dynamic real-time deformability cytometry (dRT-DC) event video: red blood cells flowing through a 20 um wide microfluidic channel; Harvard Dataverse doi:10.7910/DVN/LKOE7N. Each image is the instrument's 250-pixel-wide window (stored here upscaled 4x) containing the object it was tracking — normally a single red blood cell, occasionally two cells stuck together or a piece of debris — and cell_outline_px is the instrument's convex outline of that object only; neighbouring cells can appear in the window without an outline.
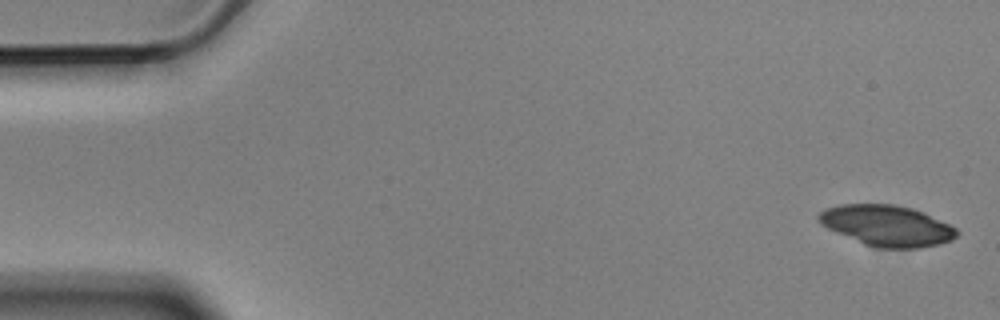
{"species": "Egyptian fruit bat (a non-hibernating species)", "species_latin": "Rousettus aegyptiacus", "temperature_condition": "cold", "stored_images_in_passage": 4, "camera_frame_rate_fps": 3000, "um_per_image_px": 0.085, "animal": {"sex": "male"}, "frame": {"image": 1, "passage_image": 1, "time_ms": 0.0, "image_size_px": [1000, 320], "cell_outline_px": [[960, 232], [952, 240], [940, 244], [920, 248], [876, 248], [864, 244], [828, 228], [820, 224], [816, 220], [816, 216], [824, 208], [840, 204], [896, 204], [912, 208], [924, 212], [956, 228]], "centroid_in_image_um": [75.38, 19.17], "position_along_channel_um": 9.6, "area_um2": 33.06}}
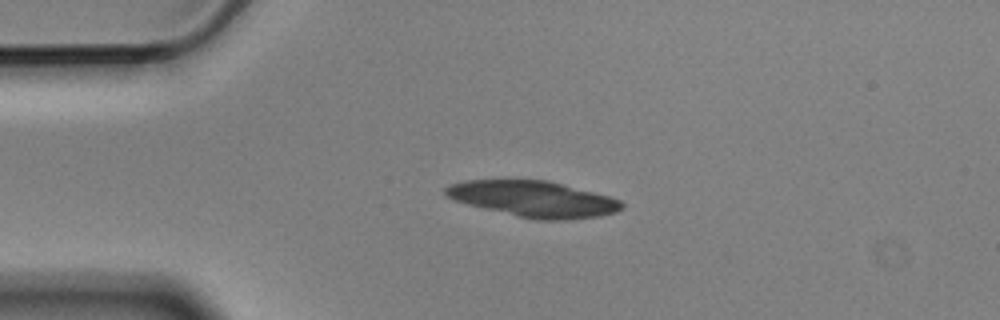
{"frame": {"image": 2, "passage_image": 4, "time_ms": 1.0, "image_size_px": [1000, 320], "cell_outline_px": [[624, 208], [616, 212], [600, 216], [564, 220], [536, 220], [468, 204], [452, 200], [444, 196], [444, 188], [448, 184], [464, 180], [548, 180], [608, 196], [620, 200], [624, 204]], "centroid_in_image_um": [45.32, 16.91], "position_along_channel_um": 39.7, "area_um2": 36.88}}